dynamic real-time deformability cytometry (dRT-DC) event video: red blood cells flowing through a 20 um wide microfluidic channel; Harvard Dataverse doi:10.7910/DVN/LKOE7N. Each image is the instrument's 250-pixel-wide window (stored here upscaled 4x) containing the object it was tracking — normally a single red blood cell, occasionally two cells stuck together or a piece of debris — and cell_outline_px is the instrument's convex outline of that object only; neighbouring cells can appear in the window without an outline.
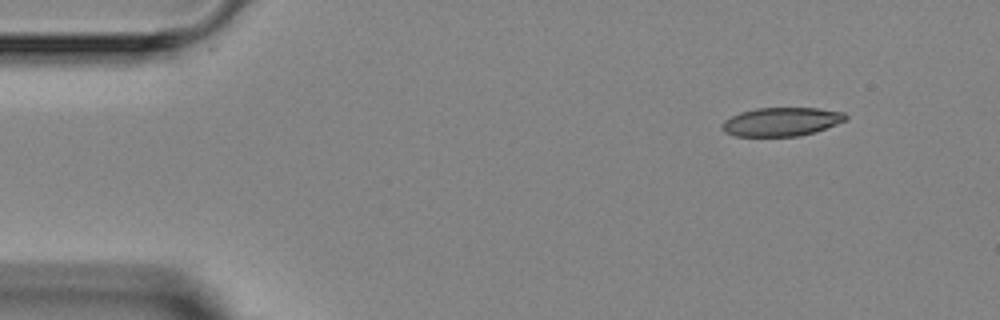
{"species": "Egyptian fruit bat (a non-hibernating species)", "species_latin": "Rousettus aegyptiacus", "temperature_condition": "room temperature", "stored_images_in_passage": 4, "camera_frame_rate_fps": 3000, "um_per_image_px": 0.085, "animal": {"sex": "female"}, "frame": {"image": 1, "passage_image": 1, "time_ms": 0.0, "image_size_px": [1000, 320], "cell_outline_px": [[848, 120], [800, 136], [736, 136], [724, 132], [720, 128], [720, 124], [724, 120], [740, 112], [756, 108], [820, 108], [844, 112], [848, 116]], "centroid_in_image_um": [66.4, 10.34], "position_along_channel_um": 18.6, "area_um2": 20.69}}
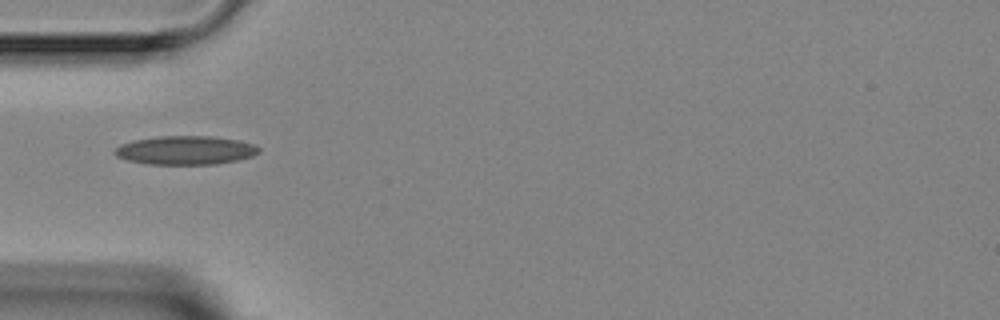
{"frame": {"image": 2, "passage_image": 4, "time_ms": 3.333, "image_size_px": [1000, 320], "cell_outline_px": [[260, 152], [252, 156], [236, 160], [216, 164], [144, 164], [128, 160], [116, 156], [112, 152], [120, 144], [132, 140], [156, 136], [212, 136], [240, 140], [256, 144], [260, 148]], "centroid_in_image_um": [15.76, 12.76], "position_along_channel_um": 69.2, "area_um2": 24.39}}